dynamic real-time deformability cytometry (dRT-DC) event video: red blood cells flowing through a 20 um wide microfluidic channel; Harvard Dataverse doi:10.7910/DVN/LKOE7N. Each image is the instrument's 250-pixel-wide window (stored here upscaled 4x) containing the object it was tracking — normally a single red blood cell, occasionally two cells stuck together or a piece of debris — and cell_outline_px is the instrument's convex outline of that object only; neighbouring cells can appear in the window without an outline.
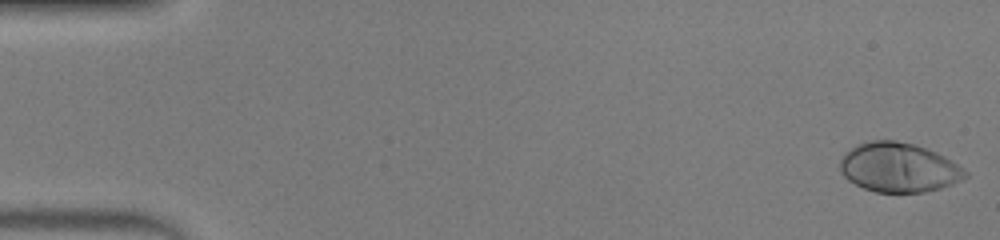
{"species": "human", "species_latin": "Homo sapiens", "temperature_condition": "warm", "stored_images_in_passage": 48, "camera_frame_rate_fps": 3000, "um_per_image_px": 0.085, "donor": {"sex": "male"}, "frame": {"image": 1, "passage_image": 1, "time_ms": 0.0, "image_size_px": [1000, 240], "cell_outline_px": [[968, 176], [952, 184], [940, 188], [924, 192], [876, 192], [864, 188], [848, 180], [840, 172], [840, 160], [844, 152], [856, 144], [872, 140], [896, 140], [916, 144], [936, 152], [944, 156], [964, 168], [968, 172]], "centroid_in_image_um": [76.38, 14.22], "position_along_channel_um": 8.6, "area_um2": 36.24}}
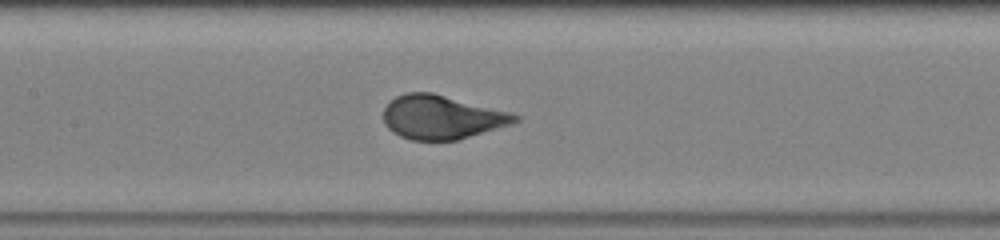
{"frame": {"image": 2, "passage_image": 23, "time_ms": 7.333, "image_size_px": [1000, 240], "cell_outline_px": [[524, 116], [520, 120], [512, 124], [456, 140], [412, 140], [400, 136], [392, 132], [384, 124], [384, 108], [396, 96], [408, 92], [432, 92], [512, 112]], "centroid_in_image_um": [37.59, 9.95], "position_along_channel_um": 169.8, "area_um2": 33.7}}
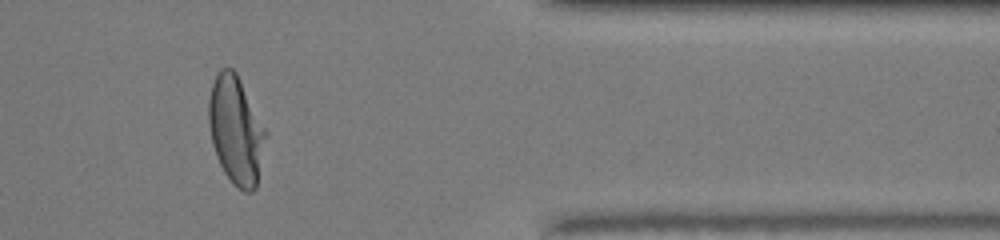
{"frame": {"image": 3, "passage_image": 40, "time_ms": 13.0, "image_size_px": [1000, 240], "cell_outline_px": [[268, 132], [256, 188], [252, 192], [244, 192], [232, 184], [224, 172], [216, 156], [212, 144], [208, 124], [208, 100], [212, 84], [220, 68], [232, 68], [236, 72]], "centroid_in_image_um": [20.06, 11.09], "position_along_channel_um": 391.3, "area_um2": 36.18}, "authors_computed_cell_mechanics": {"area_um2": 35.0268, "velocity_mm_per_s": 4.2937, "shape_relaxation_time_tau1_ms": 2.8192, "shape_relaxation_time_tau2_ms": null, "deformation_change_tau1": 0.2141, "deformation_change_tau2": null}}